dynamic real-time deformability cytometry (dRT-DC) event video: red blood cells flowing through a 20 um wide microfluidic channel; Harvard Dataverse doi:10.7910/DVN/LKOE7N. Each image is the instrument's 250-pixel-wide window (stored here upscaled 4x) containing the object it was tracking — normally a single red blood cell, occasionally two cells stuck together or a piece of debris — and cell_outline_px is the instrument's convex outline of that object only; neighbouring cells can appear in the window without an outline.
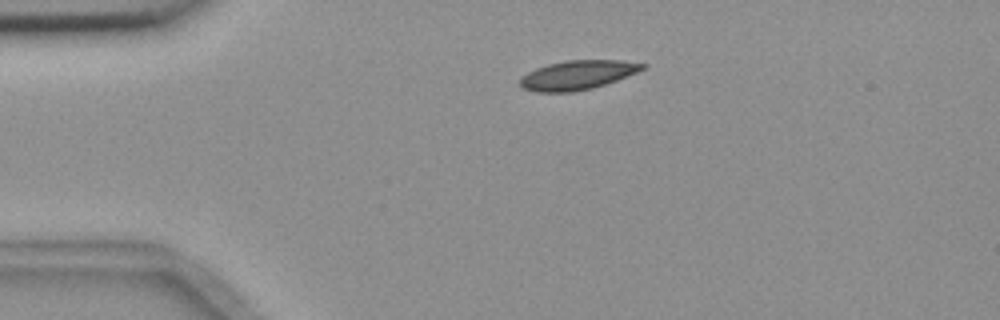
{"species": "common noctule bat (a hibernating species)", "species_latin": "Nyctalus noctula", "temperature_condition": "room temperature", "stored_images_in_passage": 6, "camera_frame_rate_fps": 3000, "um_per_image_px": 0.085, "animal": {"sex": "female", "body_mass_g": 18.4}, "frame": {"image": 1, "passage_image": 3, "time_ms": 3.0, "image_size_px": [1000, 320], "cell_outline_px": [[648, 64], [644, 68], [636, 72], [616, 80], [592, 88], [572, 92], [536, 92], [520, 88], [520, 80], [528, 72], [536, 68], [548, 64], [564, 60], [620, 60]], "centroid_in_image_um": [49.06, 6.37], "position_along_channel_um": 35.9, "area_um2": 20.69}}
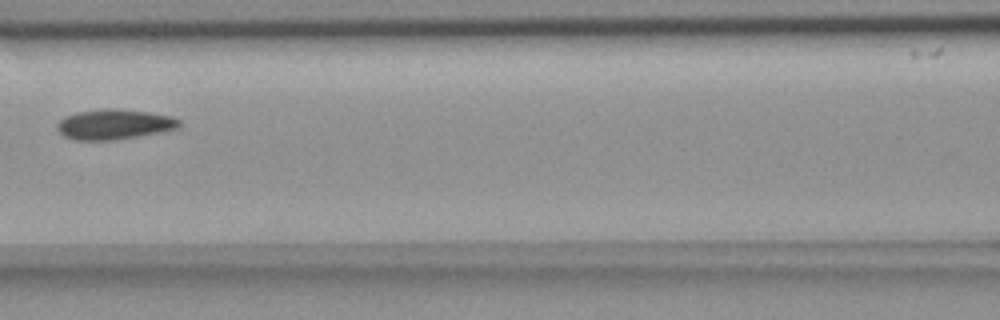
{"frame": {"image": 2, "passage_image": 6, "time_ms": 7.333, "image_size_px": [1000, 320], "cell_outline_px": [[180, 128], [160, 132], [112, 140], [76, 140], [64, 136], [56, 128], [56, 124], [64, 116], [76, 112], [104, 108], [116, 108], [148, 112], [172, 116], [180, 120]], "centroid_in_image_um": [9.69, 10.55], "position_along_channel_um": 156.9, "area_um2": 21.5}}